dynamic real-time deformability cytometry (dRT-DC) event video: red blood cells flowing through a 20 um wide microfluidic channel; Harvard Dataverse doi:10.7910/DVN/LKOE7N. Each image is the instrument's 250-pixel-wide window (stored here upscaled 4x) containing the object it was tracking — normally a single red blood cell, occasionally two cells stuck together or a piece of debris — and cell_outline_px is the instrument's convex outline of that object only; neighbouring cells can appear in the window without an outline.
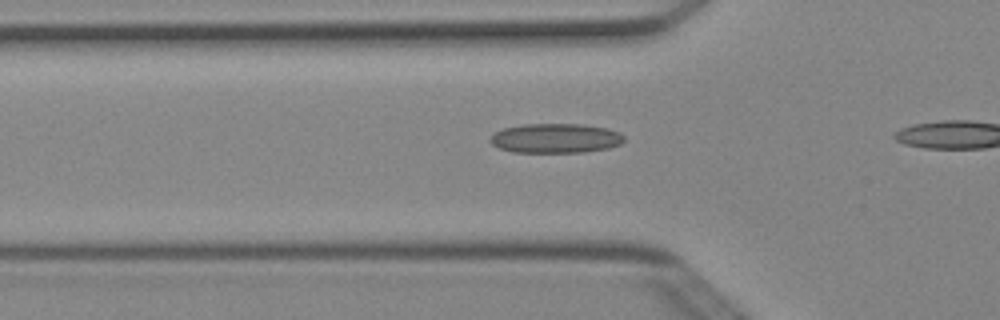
{"species": "Egyptian fruit bat (a non-hibernating species)", "species_latin": "Rousettus aegyptiacus", "temperature_condition": "cold", "stored_images_in_passage": 3, "camera_frame_rate_fps": 3000, "um_per_image_px": 0.085, "animal": {"sex": "female"}, "frame": {"image": 1, "passage_image": 2, "time_ms": 0.333, "image_size_px": [1000, 320], "cell_outline_px": [[624, 140], [620, 144], [608, 148], [584, 152], [512, 152], [500, 148], [492, 144], [488, 140], [496, 132], [504, 128], [524, 124], [584, 124], [608, 128], [620, 132], [624, 136]], "centroid_in_image_um": [47.25, 11.75], "position_along_channel_um": 78.6, "area_um2": 23.06}}